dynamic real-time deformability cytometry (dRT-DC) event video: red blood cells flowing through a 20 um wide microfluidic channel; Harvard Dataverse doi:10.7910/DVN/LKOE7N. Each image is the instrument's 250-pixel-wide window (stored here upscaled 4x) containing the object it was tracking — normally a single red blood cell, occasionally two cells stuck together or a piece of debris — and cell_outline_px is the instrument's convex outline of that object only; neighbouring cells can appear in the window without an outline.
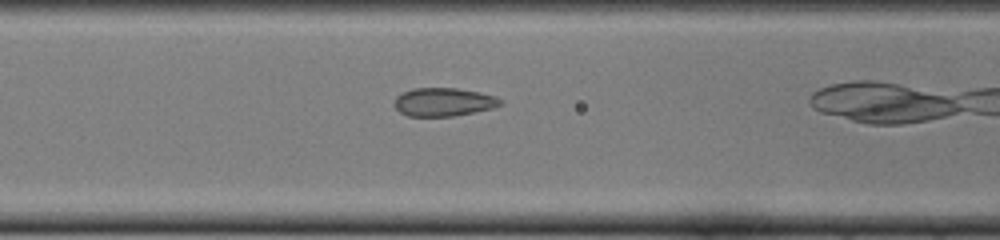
{"species": "common noctule bat (a hibernating species)", "species_latin": "Nyctalus noctula", "temperature_condition": "cold", "stored_images_in_passage": 23, "camera_frame_rate_fps": 3000, "um_per_image_px": 0.085, "animal": {"sex": "female", "body_mass_g": 22.0, "forearm_length_mm": 56.7}, "frame": {"image": 1, "passage_image": 4, "time_ms": 1.0, "image_size_px": [1000, 240], "cell_outline_px": [[504, 104], [492, 108], [452, 116], [408, 116], [400, 112], [396, 108], [396, 96], [412, 88], [456, 88], [480, 92], [496, 96]], "centroid_in_image_um": [37.72, 8.66], "position_along_channel_um": 128.9, "area_um2": 17.34}}
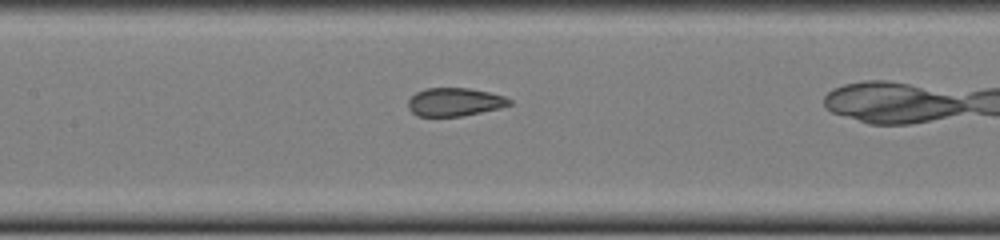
{"frame": {"image": 2, "passage_image": 7, "time_ms": 2.0, "image_size_px": [1000, 240], "cell_outline_px": [[512, 104], [500, 108], [460, 116], [416, 116], [408, 108], [408, 100], [416, 92], [424, 88], [468, 88], [488, 92], [504, 96], [512, 100]], "centroid_in_image_um": [38.63, 8.66], "position_along_channel_um": 168.8, "area_um2": 16.65}}
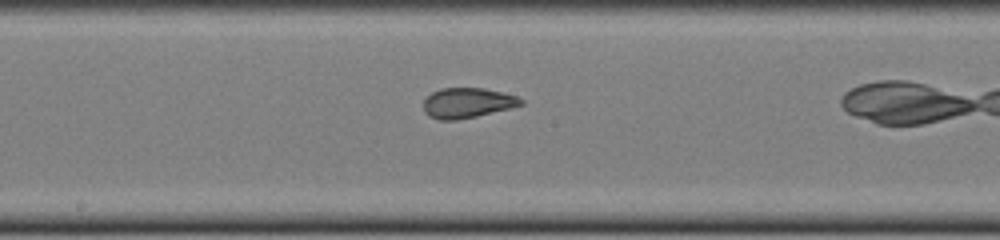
{"frame": {"image": 3, "passage_image": 10, "time_ms": 3.0, "image_size_px": [1000, 240], "cell_outline_px": [[524, 104], [476, 116], [456, 120], [440, 120], [428, 116], [424, 112], [424, 100], [432, 92], [440, 88], [484, 88], [504, 92], [516, 96], [524, 100]], "centroid_in_image_um": [39.71, 8.74], "position_along_channel_um": 208.5, "area_um2": 17.05}}